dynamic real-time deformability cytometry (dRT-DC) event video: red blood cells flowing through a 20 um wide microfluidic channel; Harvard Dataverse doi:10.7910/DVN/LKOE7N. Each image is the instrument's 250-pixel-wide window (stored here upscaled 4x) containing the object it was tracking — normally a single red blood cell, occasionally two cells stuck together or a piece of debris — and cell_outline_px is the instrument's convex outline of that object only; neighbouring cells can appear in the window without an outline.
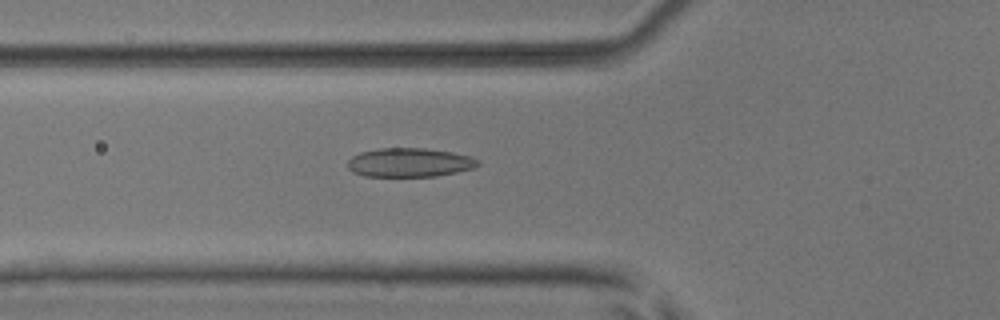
{"species": "common noctule bat (a hibernating species)", "species_latin": "Nyctalus noctula", "temperature_condition": "room temperature", "stored_images_in_passage": 38, "camera_frame_rate_fps": 3000, "um_per_image_px": 0.085, "animal": {"sex": "male", "body_mass_g": 17.9, "forearm_length_mm": 54.2}, "frame": {"image": 1, "passage_image": 5, "time_ms": 1.333, "image_size_px": [1000, 320], "cell_outline_px": [[480, 164], [472, 168], [456, 172], [436, 176], [364, 176], [352, 172], [348, 168], [348, 160], [352, 156], [360, 152], [380, 148], [424, 148], [452, 152], [472, 156], [480, 160]], "centroid_in_image_um": [34.81, 13.81], "position_along_channel_um": 91.0, "area_um2": 22.02}}
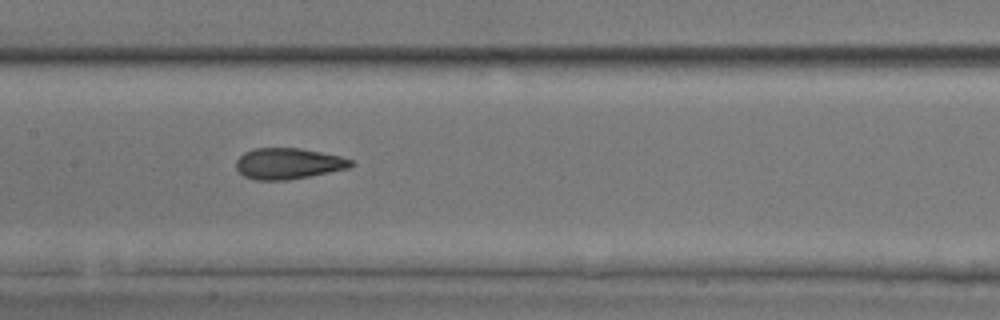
{"frame": {"image": 2, "passage_image": 12, "time_ms": 3.667, "image_size_px": [1000, 320], "cell_outline_px": [[356, 164], [348, 168], [288, 180], [256, 180], [244, 176], [236, 168], [236, 160], [244, 152], [252, 148], [300, 148], [340, 156], [352, 160]], "centroid_in_image_um": [24.48, 13.9], "position_along_channel_um": 182.9, "area_um2": 20.69}}
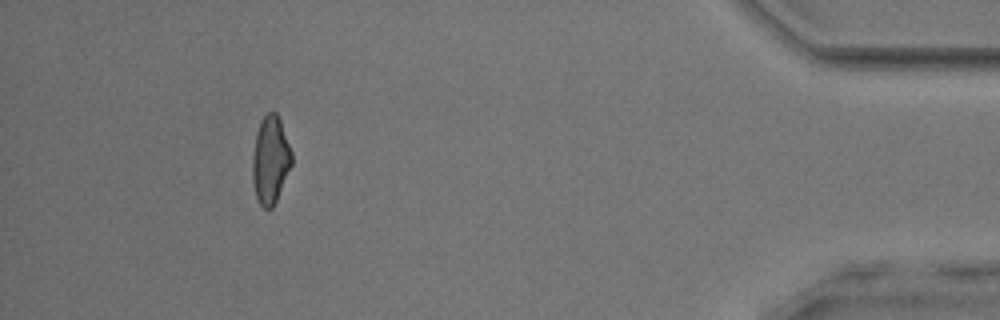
{"frame": {"image": 3, "passage_image": 34, "time_ms": 11.0, "image_size_px": [1000, 320], "cell_outline_px": [[292, 164], [276, 200], [272, 208], [264, 208], [260, 204], [256, 196], [252, 180], [252, 156], [256, 132], [260, 120], [268, 112], [276, 112], [280, 120], [292, 152]], "centroid_in_image_um": [22.97, 13.57], "position_along_channel_um": 412.2, "area_um2": 20.0}, "authors_computed_cell_mechanics": {"area_um2": 20.6057, "velocity_mm_per_s": 3.9221, "shape_relaxation_time_tau1_ms": 6.77, "shape_relaxation_time_tau2_ms": 1.7101, "deformation_change_tau1": 0.1681, "deformation_change_tau2": 0.0915}}